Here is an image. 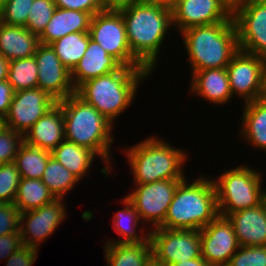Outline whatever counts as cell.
Listing matches in <instances>:
<instances>
[{
    "label": "cell",
    "instance_id": "obj_1",
    "mask_svg": "<svg viewBox=\"0 0 266 266\" xmlns=\"http://www.w3.org/2000/svg\"><path fill=\"white\" fill-rule=\"evenodd\" d=\"M120 12L133 56L152 74L163 40L173 27L172 8L141 0Z\"/></svg>",
    "mask_w": 266,
    "mask_h": 266
},
{
    "label": "cell",
    "instance_id": "obj_2",
    "mask_svg": "<svg viewBox=\"0 0 266 266\" xmlns=\"http://www.w3.org/2000/svg\"><path fill=\"white\" fill-rule=\"evenodd\" d=\"M64 117L65 140L92 150L105 164L101 173L108 177L112 167L110 147L114 124L76 92L59 101Z\"/></svg>",
    "mask_w": 266,
    "mask_h": 266
},
{
    "label": "cell",
    "instance_id": "obj_3",
    "mask_svg": "<svg viewBox=\"0 0 266 266\" xmlns=\"http://www.w3.org/2000/svg\"><path fill=\"white\" fill-rule=\"evenodd\" d=\"M149 74L143 65H122L116 71L85 81L76 93L115 124L114 120L134 100L139 82H143Z\"/></svg>",
    "mask_w": 266,
    "mask_h": 266
},
{
    "label": "cell",
    "instance_id": "obj_4",
    "mask_svg": "<svg viewBox=\"0 0 266 266\" xmlns=\"http://www.w3.org/2000/svg\"><path fill=\"white\" fill-rule=\"evenodd\" d=\"M182 180L175 190L164 222V229L201 230L218 215L213 179L199 176L192 183Z\"/></svg>",
    "mask_w": 266,
    "mask_h": 266
},
{
    "label": "cell",
    "instance_id": "obj_5",
    "mask_svg": "<svg viewBox=\"0 0 266 266\" xmlns=\"http://www.w3.org/2000/svg\"><path fill=\"white\" fill-rule=\"evenodd\" d=\"M189 56L191 71L226 68L239 51L233 22L195 26L180 33Z\"/></svg>",
    "mask_w": 266,
    "mask_h": 266
},
{
    "label": "cell",
    "instance_id": "obj_6",
    "mask_svg": "<svg viewBox=\"0 0 266 266\" xmlns=\"http://www.w3.org/2000/svg\"><path fill=\"white\" fill-rule=\"evenodd\" d=\"M135 184H147L168 179H185L183 164L188 156L157 136L147 137L124 149Z\"/></svg>",
    "mask_w": 266,
    "mask_h": 266
},
{
    "label": "cell",
    "instance_id": "obj_7",
    "mask_svg": "<svg viewBox=\"0 0 266 266\" xmlns=\"http://www.w3.org/2000/svg\"><path fill=\"white\" fill-rule=\"evenodd\" d=\"M258 171L245 164L227 170L213 179L219 215L227 217L236 211L263 203L262 175Z\"/></svg>",
    "mask_w": 266,
    "mask_h": 266
},
{
    "label": "cell",
    "instance_id": "obj_8",
    "mask_svg": "<svg viewBox=\"0 0 266 266\" xmlns=\"http://www.w3.org/2000/svg\"><path fill=\"white\" fill-rule=\"evenodd\" d=\"M239 50L266 60V0H243L232 8Z\"/></svg>",
    "mask_w": 266,
    "mask_h": 266
},
{
    "label": "cell",
    "instance_id": "obj_9",
    "mask_svg": "<svg viewBox=\"0 0 266 266\" xmlns=\"http://www.w3.org/2000/svg\"><path fill=\"white\" fill-rule=\"evenodd\" d=\"M152 256L167 266L201 257L200 230L152 228Z\"/></svg>",
    "mask_w": 266,
    "mask_h": 266
},
{
    "label": "cell",
    "instance_id": "obj_10",
    "mask_svg": "<svg viewBox=\"0 0 266 266\" xmlns=\"http://www.w3.org/2000/svg\"><path fill=\"white\" fill-rule=\"evenodd\" d=\"M233 94L244 103L263 98L265 90L266 60L239 50L226 67Z\"/></svg>",
    "mask_w": 266,
    "mask_h": 266
},
{
    "label": "cell",
    "instance_id": "obj_11",
    "mask_svg": "<svg viewBox=\"0 0 266 266\" xmlns=\"http://www.w3.org/2000/svg\"><path fill=\"white\" fill-rule=\"evenodd\" d=\"M90 37L123 66L142 65L128 45L125 22L121 12L96 13L90 24Z\"/></svg>",
    "mask_w": 266,
    "mask_h": 266
},
{
    "label": "cell",
    "instance_id": "obj_12",
    "mask_svg": "<svg viewBox=\"0 0 266 266\" xmlns=\"http://www.w3.org/2000/svg\"><path fill=\"white\" fill-rule=\"evenodd\" d=\"M184 179H168L147 184H136L126 197L133 203L140 219L159 227L165 220L178 184ZM136 189V190H135Z\"/></svg>",
    "mask_w": 266,
    "mask_h": 266
},
{
    "label": "cell",
    "instance_id": "obj_13",
    "mask_svg": "<svg viewBox=\"0 0 266 266\" xmlns=\"http://www.w3.org/2000/svg\"><path fill=\"white\" fill-rule=\"evenodd\" d=\"M56 103L40 88L14 92L4 125L24 135Z\"/></svg>",
    "mask_w": 266,
    "mask_h": 266
},
{
    "label": "cell",
    "instance_id": "obj_14",
    "mask_svg": "<svg viewBox=\"0 0 266 266\" xmlns=\"http://www.w3.org/2000/svg\"><path fill=\"white\" fill-rule=\"evenodd\" d=\"M172 18L180 33L195 26L233 22L232 7L225 0H178Z\"/></svg>",
    "mask_w": 266,
    "mask_h": 266
},
{
    "label": "cell",
    "instance_id": "obj_15",
    "mask_svg": "<svg viewBox=\"0 0 266 266\" xmlns=\"http://www.w3.org/2000/svg\"><path fill=\"white\" fill-rule=\"evenodd\" d=\"M63 200L55 199L40 208L21 213L19 232L24 246L39 249L40 243L49 238L61 222H64L67 212Z\"/></svg>",
    "mask_w": 266,
    "mask_h": 266
},
{
    "label": "cell",
    "instance_id": "obj_16",
    "mask_svg": "<svg viewBox=\"0 0 266 266\" xmlns=\"http://www.w3.org/2000/svg\"><path fill=\"white\" fill-rule=\"evenodd\" d=\"M34 57L38 66L37 88L57 102L76 92L71 81V71L62 64L51 45L40 43Z\"/></svg>",
    "mask_w": 266,
    "mask_h": 266
},
{
    "label": "cell",
    "instance_id": "obj_17",
    "mask_svg": "<svg viewBox=\"0 0 266 266\" xmlns=\"http://www.w3.org/2000/svg\"><path fill=\"white\" fill-rule=\"evenodd\" d=\"M201 257L215 266H227L239 249L232 223L218 215L200 230Z\"/></svg>",
    "mask_w": 266,
    "mask_h": 266
},
{
    "label": "cell",
    "instance_id": "obj_18",
    "mask_svg": "<svg viewBox=\"0 0 266 266\" xmlns=\"http://www.w3.org/2000/svg\"><path fill=\"white\" fill-rule=\"evenodd\" d=\"M240 246H266V205L242 209L227 216Z\"/></svg>",
    "mask_w": 266,
    "mask_h": 266
},
{
    "label": "cell",
    "instance_id": "obj_19",
    "mask_svg": "<svg viewBox=\"0 0 266 266\" xmlns=\"http://www.w3.org/2000/svg\"><path fill=\"white\" fill-rule=\"evenodd\" d=\"M24 142L52 152L65 140L62 106L57 102L24 135Z\"/></svg>",
    "mask_w": 266,
    "mask_h": 266
},
{
    "label": "cell",
    "instance_id": "obj_20",
    "mask_svg": "<svg viewBox=\"0 0 266 266\" xmlns=\"http://www.w3.org/2000/svg\"><path fill=\"white\" fill-rule=\"evenodd\" d=\"M121 66L122 64L117 59L90 37L83 57L71 71V81L77 89L85 81L109 74Z\"/></svg>",
    "mask_w": 266,
    "mask_h": 266
},
{
    "label": "cell",
    "instance_id": "obj_21",
    "mask_svg": "<svg viewBox=\"0 0 266 266\" xmlns=\"http://www.w3.org/2000/svg\"><path fill=\"white\" fill-rule=\"evenodd\" d=\"M191 73L190 94H196L215 105L225 104L233 98L226 68H212Z\"/></svg>",
    "mask_w": 266,
    "mask_h": 266
},
{
    "label": "cell",
    "instance_id": "obj_22",
    "mask_svg": "<svg viewBox=\"0 0 266 266\" xmlns=\"http://www.w3.org/2000/svg\"><path fill=\"white\" fill-rule=\"evenodd\" d=\"M93 15L87 12L56 8L52 18L39 35L41 44L50 45L67 34L89 32Z\"/></svg>",
    "mask_w": 266,
    "mask_h": 266
},
{
    "label": "cell",
    "instance_id": "obj_23",
    "mask_svg": "<svg viewBox=\"0 0 266 266\" xmlns=\"http://www.w3.org/2000/svg\"><path fill=\"white\" fill-rule=\"evenodd\" d=\"M39 44V36L25 26L0 22V55L9 62L34 56Z\"/></svg>",
    "mask_w": 266,
    "mask_h": 266
},
{
    "label": "cell",
    "instance_id": "obj_24",
    "mask_svg": "<svg viewBox=\"0 0 266 266\" xmlns=\"http://www.w3.org/2000/svg\"><path fill=\"white\" fill-rule=\"evenodd\" d=\"M242 128L243 140L266 152V100L264 98L243 103Z\"/></svg>",
    "mask_w": 266,
    "mask_h": 266
},
{
    "label": "cell",
    "instance_id": "obj_25",
    "mask_svg": "<svg viewBox=\"0 0 266 266\" xmlns=\"http://www.w3.org/2000/svg\"><path fill=\"white\" fill-rule=\"evenodd\" d=\"M107 266H144L152 257L151 240L143 243H105Z\"/></svg>",
    "mask_w": 266,
    "mask_h": 266
},
{
    "label": "cell",
    "instance_id": "obj_26",
    "mask_svg": "<svg viewBox=\"0 0 266 266\" xmlns=\"http://www.w3.org/2000/svg\"><path fill=\"white\" fill-rule=\"evenodd\" d=\"M51 156L61 163L79 180L87 175L93 165L96 154L87 147L64 140L52 152Z\"/></svg>",
    "mask_w": 266,
    "mask_h": 266
},
{
    "label": "cell",
    "instance_id": "obj_27",
    "mask_svg": "<svg viewBox=\"0 0 266 266\" xmlns=\"http://www.w3.org/2000/svg\"><path fill=\"white\" fill-rule=\"evenodd\" d=\"M121 203L124 206V209L117 211L113 216V227L114 230L120 235L119 239L116 240H109L105 243H143L149 238L150 231L148 230L146 233L144 229L140 230V234L136 232V228L139 226V222H141L140 216L136 211L133 203L125 196ZM122 235V236H121Z\"/></svg>",
    "mask_w": 266,
    "mask_h": 266
},
{
    "label": "cell",
    "instance_id": "obj_28",
    "mask_svg": "<svg viewBox=\"0 0 266 266\" xmlns=\"http://www.w3.org/2000/svg\"><path fill=\"white\" fill-rule=\"evenodd\" d=\"M55 199L41 179L21 178L14 205L22 213L40 208Z\"/></svg>",
    "mask_w": 266,
    "mask_h": 266
},
{
    "label": "cell",
    "instance_id": "obj_29",
    "mask_svg": "<svg viewBox=\"0 0 266 266\" xmlns=\"http://www.w3.org/2000/svg\"><path fill=\"white\" fill-rule=\"evenodd\" d=\"M51 152L22 142L14 163L21 178L41 179Z\"/></svg>",
    "mask_w": 266,
    "mask_h": 266
},
{
    "label": "cell",
    "instance_id": "obj_30",
    "mask_svg": "<svg viewBox=\"0 0 266 266\" xmlns=\"http://www.w3.org/2000/svg\"><path fill=\"white\" fill-rule=\"evenodd\" d=\"M89 38V32H76L67 34L50 45L62 64L72 71L83 57Z\"/></svg>",
    "mask_w": 266,
    "mask_h": 266
},
{
    "label": "cell",
    "instance_id": "obj_31",
    "mask_svg": "<svg viewBox=\"0 0 266 266\" xmlns=\"http://www.w3.org/2000/svg\"><path fill=\"white\" fill-rule=\"evenodd\" d=\"M56 199H64L80 180L55 158L50 156L41 178Z\"/></svg>",
    "mask_w": 266,
    "mask_h": 266
},
{
    "label": "cell",
    "instance_id": "obj_32",
    "mask_svg": "<svg viewBox=\"0 0 266 266\" xmlns=\"http://www.w3.org/2000/svg\"><path fill=\"white\" fill-rule=\"evenodd\" d=\"M7 81L14 92L37 88L38 66L35 57L16 59L8 64Z\"/></svg>",
    "mask_w": 266,
    "mask_h": 266
},
{
    "label": "cell",
    "instance_id": "obj_33",
    "mask_svg": "<svg viewBox=\"0 0 266 266\" xmlns=\"http://www.w3.org/2000/svg\"><path fill=\"white\" fill-rule=\"evenodd\" d=\"M55 10L54 0H34L25 28L39 36L49 23Z\"/></svg>",
    "mask_w": 266,
    "mask_h": 266
},
{
    "label": "cell",
    "instance_id": "obj_34",
    "mask_svg": "<svg viewBox=\"0 0 266 266\" xmlns=\"http://www.w3.org/2000/svg\"><path fill=\"white\" fill-rule=\"evenodd\" d=\"M20 180L14 162L0 165V203H14Z\"/></svg>",
    "mask_w": 266,
    "mask_h": 266
},
{
    "label": "cell",
    "instance_id": "obj_35",
    "mask_svg": "<svg viewBox=\"0 0 266 266\" xmlns=\"http://www.w3.org/2000/svg\"><path fill=\"white\" fill-rule=\"evenodd\" d=\"M34 0H9L0 8V22L6 25L26 26Z\"/></svg>",
    "mask_w": 266,
    "mask_h": 266
},
{
    "label": "cell",
    "instance_id": "obj_36",
    "mask_svg": "<svg viewBox=\"0 0 266 266\" xmlns=\"http://www.w3.org/2000/svg\"><path fill=\"white\" fill-rule=\"evenodd\" d=\"M23 141L21 133L5 125L0 129V165L15 161L18 149Z\"/></svg>",
    "mask_w": 266,
    "mask_h": 266
},
{
    "label": "cell",
    "instance_id": "obj_37",
    "mask_svg": "<svg viewBox=\"0 0 266 266\" xmlns=\"http://www.w3.org/2000/svg\"><path fill=\"white\" fill-rule=\"evenodd\" d=\"M227 266H266V246H240Z\"/></svg>",
    "mask_w": 266,
    "mask_h": 266
},
{
    "label": "cell",
    "instance_id": "obj_38",
    "mask_svg": "<svg viewBox=\"0 0 266 266\" xmlns=\"http://www.w3.org/2000/svg\"><path fill=\"white\" fill-rule=\"evenodd\" d=\"M21 212L14 203H0V236L20 231Z\"/></svg>",
    "mask_w": 266,
    "mask_h": 266
},
{
    "label": "cell",
    "instance_id": "obj_39",
    "mask_svg": "<svg viewBox=\"0 0 266 266\" xmlns=\"http://www.w3.org/2000/svg\"><path fill=\"white\" fill-rule=\"evenodd\" d=\"M56 8L82 11L92 14L102 12L99 0H54Z\"/></svg>",
    "mask_w": 266,
    "mask_h": 266
},
{
    "label": "cell",
    "instance_id": "obj_40",
    "mask_svg": "<svg viewBox=\"0 0 266 266\" xmlns=\"http://www.w3.org/2000/svg\"><path fill=\"white\" fill-rule=\"evenodd\" d=\"M38 257V249L22 246L6 259L5 266H32Z\"/></svg>",
    "mask_w": 266,
    "mask_h": 266
},
{
    "label": "cell",
    "instance_id": "obj_41",
    "mask_svg": "<svg viewBox=\"0 0 266 266\" xmlns=\"http://www.w3.org/2000/svg\"><path fill=\"white\" fill-rule=\"evenodd\" d=\"M23 246L20 232L0 236V259H6Z\"/></svg>",
    "mask_w": 266,
    "mask_h": 266
},
{
    "label": "cell",
    "instance_id": "obj_42",
    "mask_svg": "<svg viewBox=\"0 0 266 266\" xmlns=\"http://www.w3.org/2000/svg\"><path fill=\"white\" fill-rule=\"evenodd\" d=\"M14 96V90L7 80L0 81V116L5 118Z\"/></svg>",
    "mask_w": 266,
    "mask_h": 266
},
{
    "label": "cell",
    "instance_id": "obj_43",
    "mask_svg": "<svg viewBox=\"0 0 266 266\" xmlns=\"http://www.w3.org/2000/svg\"><path fill=\"white\" fill-rule=\"evenodd\" d=\"M141 0H99L102 11H115L120 12L130 5Z\"/></svg>",
    "mask_w": 266,
    "mask_h": 266
},
{
    "label": "cell",
    "instance_id": "obj_44",
    "mask_svg": "<svg viewBox=\"0 0 266 266\" xmlns=\"http://www.w3.org/2000/svg\"><path fill=\"white\" fill-rule=\"evenodd\" d=\"M171 266H215L207 262L204 258H195L186 261H181Z\"/></svg>",
    "mask_w": 266,
    "mask_h": 266
},
{
    "label": "cell",
    "instance_id": "obj_45",
    "mask_svg": "<svg viewBox=\"0 0 266 266\" xmlns=\"http://www.w3.org/2000/svg\"><path fill=\"white\" fill-rule=\"evenodd\" d=\"M9 61L0 55V81L7 80Z\"/></svg>",
    "mask_w": 266,
    "mask_h": 266
},
{
    "label": "cell",
    "instance_id": "obj_46",
    "mask_svg": "<svg viewBox=\"0 0 266 266\" xmlns=\"http://www.w3.org/2000/svg\"><path fill=\"white\" fill-rule=\"evenodd\" d=\"M145 1L172 8L177 3L178 0H145Z\"/></svg>",
    "mask_w": 266,
    "mask_h": 266
},
{
    "label": "cell",
    "instance_id": "obj_47",
    "mask_svg": "<svg viewBox=\"0 0 266 266\" xmlns=\"http://www.w3.org/2000/svg\"><path fill=\"white\" fill-rule=\"evenodd\" d=\"M144 266H167L160 261H157L153 256L148 260Z\"/></svg>",
    "mask_w": 266,
    "mask_h": 266
},
{
    "label": "cell",
    "instance_id": "obj_48",
    "mask_svg": "<svg viewBox=\"0 0 266 266\" xmlns=\"http://www.w3.org/2000/svg\"><path fill=\"white\" fill-rule=\"evenodd\" d=\"M232 8L236 5H238L243 0H225Z\"/></svg>",
    "mask_w": 266,
    "mask_h": 266
},
{
    "label": "cell",
    "instance_id": "obj_49",
    "mask_svg": "<svg viewBox=\"0 0 266 266\" xmlns=\"http://www.w3.org/2000/svg\"><path fill=\"white\" fill-rule=\"evenodd\" d=\"M9 0H0V8L5 5Z\"/></svg>",
    "mask_w": 266,
    "mask_h": 266
},
{
    "label": "cell",
    "instance_id": "obj_50",
    "mask_svg": "<svg viewBox=\"0 0 266 266\" xmlns=\"http://www.w3.org/2000/svg\"><path fill=\"white\" fill-rule=\"evenodd\" d=\"M4 126V118L0 116V129Z\"/></svg>",
    "mask_w": 266,
    "mask_h": 266
},
{
    "label": "cell",
    "instance_id": "obj_51",
    "mask_svg": "<svg viewBox=\"0 0 266 266\" xmlns=\"http://www.w3.org/2000/svg\"><path fill=\"white\" fill-rule=\"evenodd\" d=\"M263 98L266 100V73H265V90H264Z\"/></svg>",
    "mask_w": 266,
    "mask_h": 266
},
{
    "label": "cell",
    "instance_id": "obj_52",
    "mask_svg": "<svg viewBox=\"0 0 266 266\" xmlns=\"http://www.w3.org/2000/svg\"><path fill=\"white\" fill-rule=\"evenodd\" d=\"M266 205V190H264V201H263Z\"/></svg>",
    "mask_w": 266,
    "mask_h": 266
}]
</instances>
